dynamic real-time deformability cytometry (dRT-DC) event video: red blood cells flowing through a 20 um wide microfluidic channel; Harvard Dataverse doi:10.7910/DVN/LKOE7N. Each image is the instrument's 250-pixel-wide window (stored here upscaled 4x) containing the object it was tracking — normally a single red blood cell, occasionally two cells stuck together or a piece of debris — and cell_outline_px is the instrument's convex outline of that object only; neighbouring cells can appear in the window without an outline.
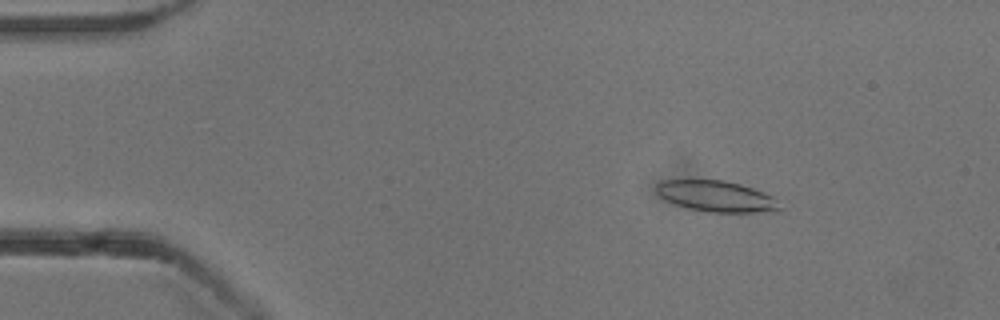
{"species": "common noctule bat (a hibernating species)", "species_latin": "Nyctalus noctula", "temperature_condition": "cold", "stored_images_in_passage": 53, "camera_frame_rate_fps": 3000, "um_per_image_px": 0.085, "animal": {"sex": "male", "body_mass_g": 13.3}, "frame": {"image": 1, "passage_image": 8, "time_ms": 2.333, "image_size_px": [1000, 320], "cell_outline_px": [[780, 208], [776, 212], [708, 212], [688, 208], [676, 204], [660, 196], [656, 192], [656, 184], [660, 180], [724, 180], [740, 184], [764, 192], [772, 196]], "centroid_in_image_um": [60.87, 16.68], "position_along_channel_um": 24.1, "area_um2": 22.14}}
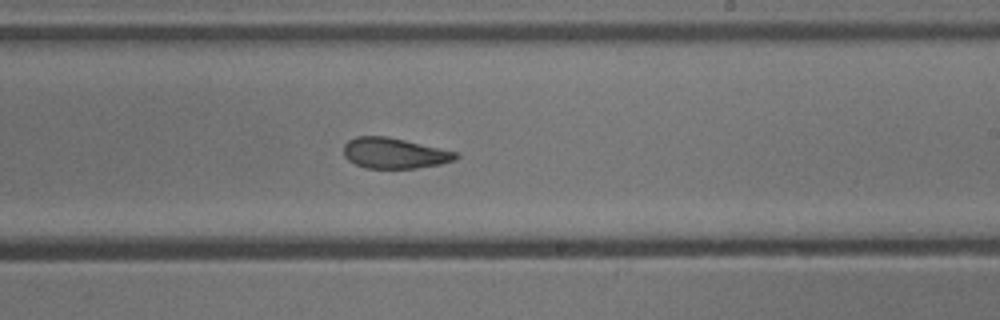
{"frame": {"image": 2, "passage_image": 32, "time_ms": 10.333, "image_size_px": [1000, 320], "cell_outline_px": [[460, 156], [452, 160], [440, 164], [416, 168], [364, 168], [348, 160], [344, 156], [344, 144], [348, 140], [356, 136], [384, 136], [404, 140], [456, 152]], "centroid_in_image_um": [33.47, 13.02], "position_along_channel_um": 255.5, "area_um2": 19.77}}
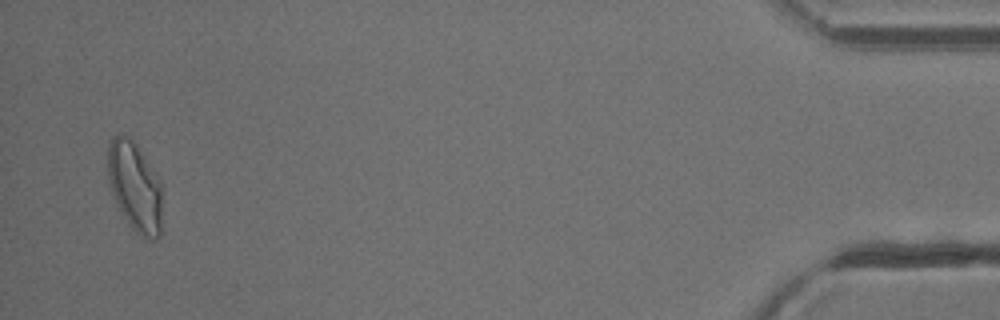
{"frame": {"image": 3, "passage_image": 52, "time_ms": 17.0, "image_size_px": [1000, 320], "cell_outline_px": [[164, 232], [156, 240], [148, 240], [140, 236], [132, 228], [124, 216], [112, 192], [108, 180], [108, 144], [112, 136], [120, 132], [132, 136], [160, 180]], "centroid_in_image_um": [11.51, 15.87], "position_along_channel_um": 423.7, "area_um2": 29.25}, "authors_computed_cell_mechanics": {"area_um2": 22.0796, "velocity_mm_per_s": 3.8272, "shape_relaxation_time_tau1_ms": 5.6676, "shape_relaxation_time_tau2_ms": 3.1313, "deformation_change_tau1": 0.176, "deformation_change_tau2": 0.0971}}